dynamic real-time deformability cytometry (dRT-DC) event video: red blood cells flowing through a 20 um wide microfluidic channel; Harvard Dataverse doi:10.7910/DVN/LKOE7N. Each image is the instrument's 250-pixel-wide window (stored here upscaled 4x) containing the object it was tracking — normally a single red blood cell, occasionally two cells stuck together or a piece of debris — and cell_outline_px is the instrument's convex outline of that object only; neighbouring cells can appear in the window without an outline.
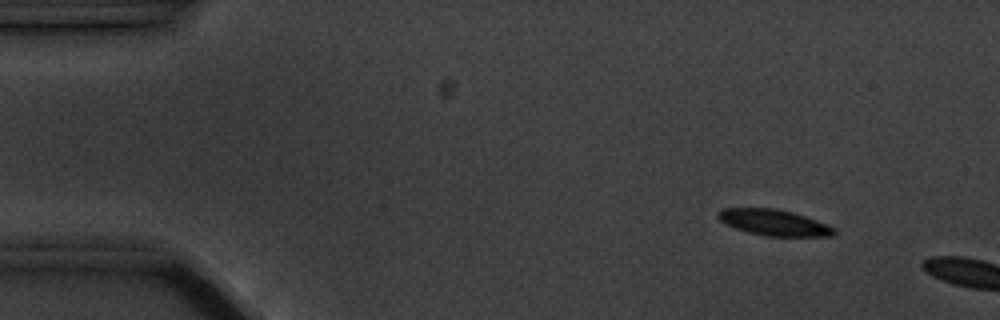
{"species": "common noctule bat (a hibernating species)", "species_latin": "Nyctalus noctula", "temperature_condition": "cold", "stored_images_in_passage": 4, "camera_frame_rate_fps": 3000, "um_per_image_px": 0.085, "animal": {"sex": "male", "body_mass_g": 20.1, "forearm_length_mm": 53.5}, "frame": {"image": 1, "passage_image": 2, "time_ms": 1.0, "image_size_px": [1000, 320], "cell_outline_px": [[836, 232], [832, 236], [764, 236], [748, 232], [724, 224], [716, 216], [724, 208], [776, 208], [792, 212], [816, 220], [832, 228]], "centroid_in_image_um": [65.74, 18.91], "position_along_channel_um": 19.3, "area_um2": 17.34}}